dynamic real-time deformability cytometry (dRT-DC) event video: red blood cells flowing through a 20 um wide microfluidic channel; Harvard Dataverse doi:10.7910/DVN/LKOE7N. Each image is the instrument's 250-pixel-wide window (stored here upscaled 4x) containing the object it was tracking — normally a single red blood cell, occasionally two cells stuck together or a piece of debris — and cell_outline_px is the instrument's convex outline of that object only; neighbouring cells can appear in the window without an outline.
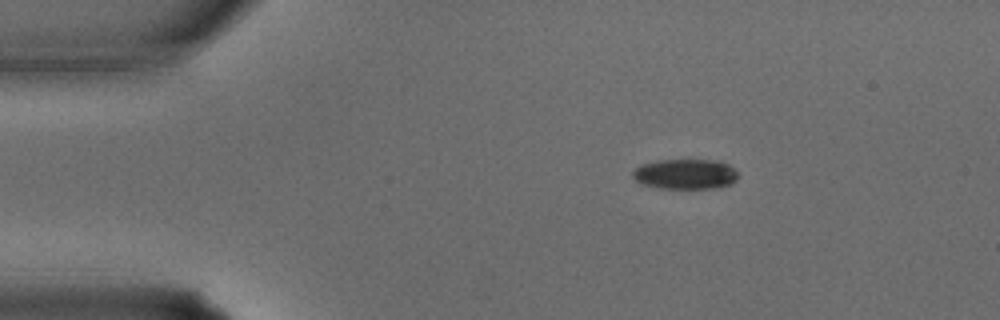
{"species": "common noctule bat (a hibernating species)", "species_latin": "Nyctalus noctula", "temperature_condition": "warm", "stored_images_in_passage": 4, "camera_frame_rate_fps": 3000, "um_per_image_px": 0.085, "animal": {"sex": "male", "body_mass_g": 15.6}, "frame": {"image": 1, "passage_image": 1, "time_ms": 0.0, "image_size_px": [1000, 320], "cell_outline_px": [[740, 176], [732, 184], [716, 188], [656, 188], [640, 184], [632, 176], [632, 172], [640, 164], [656, 160], [716, 160], [728, 164]], "centroid_in_image_um": [58.24, 14.8], "position_along_channel_um": 26.8, "area_um2": 18.73}}